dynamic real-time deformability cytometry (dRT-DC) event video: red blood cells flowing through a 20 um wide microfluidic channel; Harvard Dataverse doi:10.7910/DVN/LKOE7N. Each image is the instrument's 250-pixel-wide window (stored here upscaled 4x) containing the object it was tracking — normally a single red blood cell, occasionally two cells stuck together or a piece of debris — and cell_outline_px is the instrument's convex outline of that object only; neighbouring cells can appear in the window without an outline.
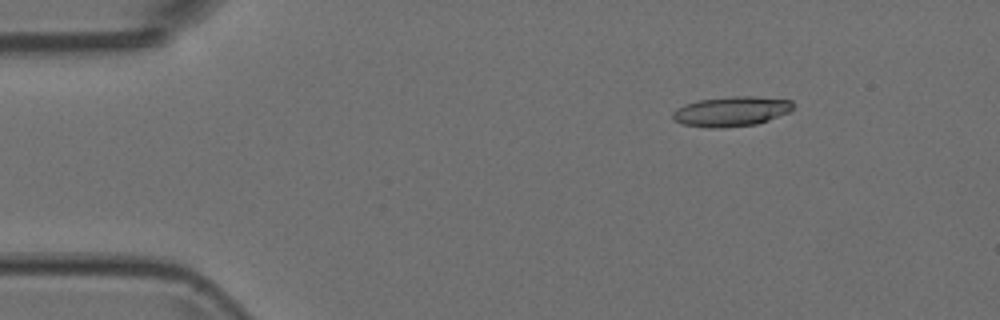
{"species": "Egyptian fruit bat (a non-hibernating species)", "species_latin": "Rousettus aegyptiacus", "temperature_condition": "room temperature", "stored_images_in_passage": 5, "camera_frame_rate_fps": 3000, "um_per_image_px": 0.085, "animal": {"sex": "female"}, "frame": {"image": 1, "passage_image": 3, "time_ms": 0.667, "image_size_px": [1000, 320], "cell_outline_px": [[792, 108], [788, 112], [768, 120], [756, 124], [724, 128], [708, 128], [684, 124], [672, 120], [672, 112], [676, 108], [684, 104], [700, 100], [732, 96], [756, 96], [792, 100]], "centroid_in_image_um": [62.12, 9.47], "position_along_channel_um": 22.9, "area_um2": 20.98}}